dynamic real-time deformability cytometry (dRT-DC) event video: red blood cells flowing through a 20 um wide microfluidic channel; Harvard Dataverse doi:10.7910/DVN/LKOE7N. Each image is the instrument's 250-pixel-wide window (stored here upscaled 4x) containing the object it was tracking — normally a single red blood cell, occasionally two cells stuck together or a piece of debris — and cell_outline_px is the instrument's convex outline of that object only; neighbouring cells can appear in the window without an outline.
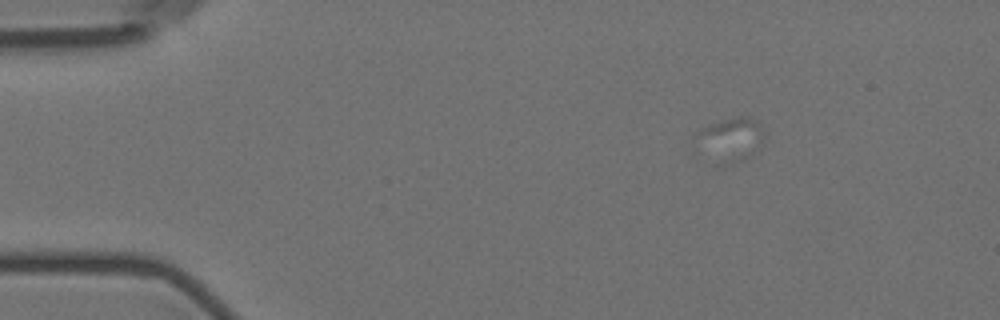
{"species": "Egyptian fruit bat (a non-hibernating species)", "species_latin": "Rousettus aegyptiacus", "temperature_condition": "room temperature", "stored_images_in_passage": 3, "camera_frame_rate_fps": 3000, "um_per_image_px": 0.085, "animal": {"sex": "female"}, "frame": {"image": 1, "passage_image": 1, "time_ms": 0.0, "image_size_px": [1000, 320], "cell_outline_px": [[764, 144], [760, 148], [748, 156], [732, 164], [716, 164], [692, 136], [696, 132], [712, 124], [724, 120], [740, 116], [748, 116], [760, 124], [764, 132]], "centroid_in_image_um": [62.14, 11.85], "position_along_channel_um": 22.9, "area_um2": 17.17}}